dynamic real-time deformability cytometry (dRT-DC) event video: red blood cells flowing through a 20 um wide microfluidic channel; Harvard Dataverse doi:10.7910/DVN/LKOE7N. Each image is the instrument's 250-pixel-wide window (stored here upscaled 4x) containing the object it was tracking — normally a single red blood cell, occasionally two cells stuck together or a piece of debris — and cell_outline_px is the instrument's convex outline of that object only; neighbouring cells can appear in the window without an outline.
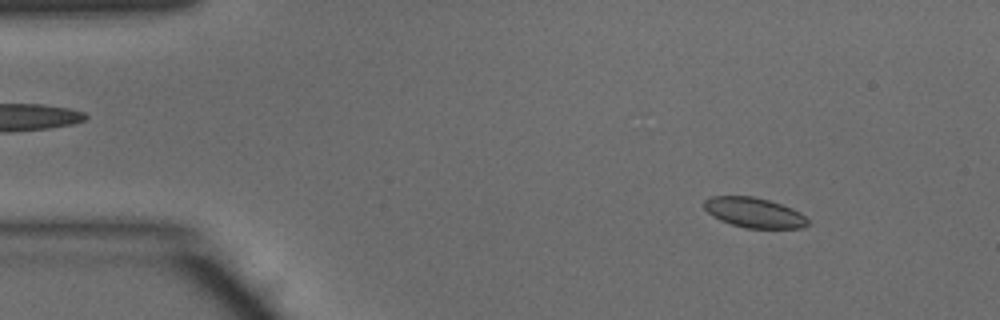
{"species": "common noctule bat (a hibernating species)", "species_latin": "Nyctalus noctula", "temperature_condition": "warm", "stored_images_in_passage": 15, "camera_frame_rate_fps": 3000, "um_per_image_px": 0.085, "animal": {"sex": "male", "body_mass_g": 15.6}, "frame": {"image": 1, "passage_image": 6, "time_ms": 1.667, "image_size_px": [1000, 320], "cell_outline_px": [[808, 224], [804, 228], [744, 228], [720, 220], [712, 216], [704, 208], [704, 200], [712, 196], [752, 196], [768, 200], [792, 208], [800, 212], [808, 220]], "centroid_in_image_um": [64.09, 18.07], "position_along_channel_um": 20.9, "area_um2": 18.09}}